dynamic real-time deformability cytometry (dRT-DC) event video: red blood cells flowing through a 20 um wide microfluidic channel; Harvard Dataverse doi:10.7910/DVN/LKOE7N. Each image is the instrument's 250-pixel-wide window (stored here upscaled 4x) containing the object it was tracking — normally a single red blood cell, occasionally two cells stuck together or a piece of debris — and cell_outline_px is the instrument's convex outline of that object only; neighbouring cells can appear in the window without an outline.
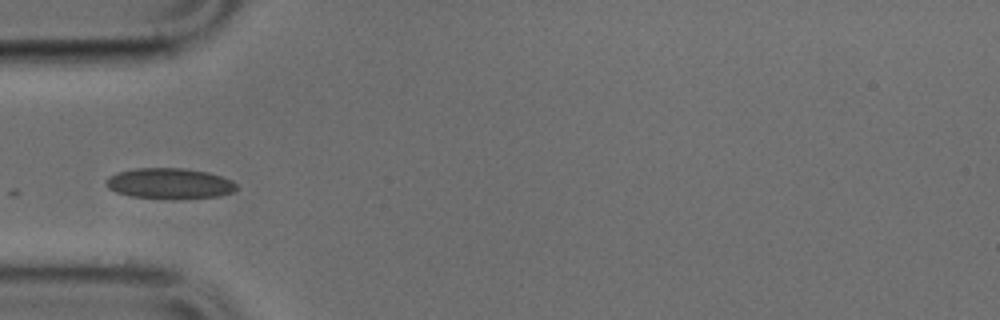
{"species": "common noctule bat (a hibernating species)", "species_latin": "Nyctalus noctula", "temperature_condition": "cold", "stored_images_in_passage": 35, "camera_frame_rate_fps": 3000, "um_per_image_px": 0.085, "animal": {"sex": "male", "body_mass_g": 17.9, "forearm_length_mm": 54.2}, "frame": {"image": 1, "passage_image": 1, "time_ms": 0.0, "image_size_px": [1000, 320], "cell_outline_px": [[236, 188], [232, 192], [220, 196], [132, 196], [116, 192], [108, 188], [104, 184], [104, 180], [108, 176], [116, 172], [136, 168], [184, 168], [208, 172], [232, 180], [236, 184]], "centroid_in_image_um": [14.35, 15.54], "position_along_channel_um": 70.7, "area_um2": 22.43}}
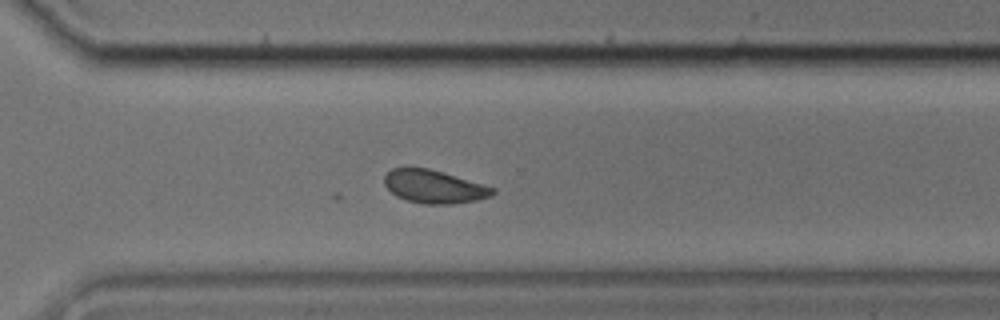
{"frame": {"image": 2, "passage_image": 21, "time_ms": 6.667, "image_size_px": [1000, 320], "cell_outline_px": [[496, 192], [492, 196], [476, 200], [452, 204], [424, 204], [408, 200], [396, 196], [384, 184], [384, 176], [392, 168], [428, 168], [484, 184], [496, 188]], "centroid_in_image_um": [36.92, 15.87], "position_along_channel_um": 333.7, "area_um2": 20.81}}
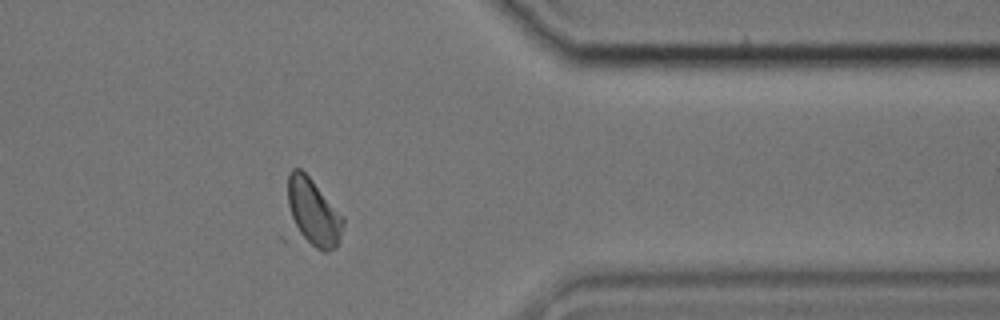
{"frame": {"image": 3, "passage_image": 26, "time_ms": 8.333, "image_size_px": [1000, 320], "cell_outline_px": [[344, 224], [336, 248], [328, 252], [324, 252], [280, 240], [280, 236], [288, 172], [292, 168], [300, 168], [312, 180], [344, 216]], "centroid_in_image_um": [26.31, 18.27], "position_along_channel_um": 385.1, "area_um2": 26.3}}